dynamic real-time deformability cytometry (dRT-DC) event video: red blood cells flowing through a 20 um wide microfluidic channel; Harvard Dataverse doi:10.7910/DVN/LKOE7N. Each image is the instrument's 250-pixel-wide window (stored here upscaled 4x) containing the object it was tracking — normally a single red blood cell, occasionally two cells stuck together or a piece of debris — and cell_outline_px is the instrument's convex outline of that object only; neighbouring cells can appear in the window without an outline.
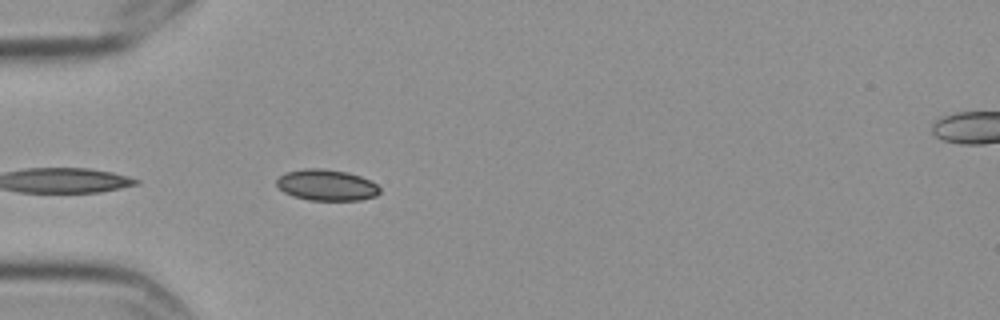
{"species": "Egyptian fruit bat (a non-hibernating species)", "species_latin": "Rousettus aegyptiacus", "temperature_condition": "cold", "stored_images_in_passage": 5, "camera_frame_rate_fps": 3000, "um_per_image_px": 0.085, "frame": {"image": 1, "passage_image": 4, "time_ms": 1.0, "image_size_px": [1000, 320], "cell_outline_px": [[380, 192], [376, 196], [360, 200], [308, 200], [292, 196], [284, 192], [276, 184], [276, 180], [284, 172], [304, 168], [324, 168], [348, 172], [360, 176], [376, 184], [380, 188]], "centroid_in_image_um": [27.74, 15.72], "position_along_channel_um": 57.3, "area_um2": 18.84}}